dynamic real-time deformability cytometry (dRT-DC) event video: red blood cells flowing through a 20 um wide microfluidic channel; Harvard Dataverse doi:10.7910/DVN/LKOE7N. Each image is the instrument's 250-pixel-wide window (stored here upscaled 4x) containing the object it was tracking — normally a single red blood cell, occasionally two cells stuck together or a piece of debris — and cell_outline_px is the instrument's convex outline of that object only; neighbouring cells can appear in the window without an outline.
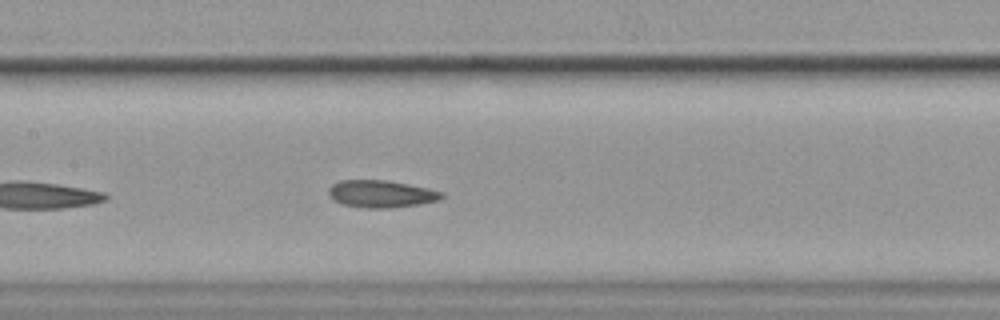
{"species": "common noctule bat (a hibernating species)", "species_latin": "Nyctalus noctula", "temperature_condition": "cold", "stored_images_in_passage": 28, "camera_frame_rate_fps": 3000, "um_per_image_px": 0.085, "animal": {"sex": "female", "body_mass_g": 19.9}, "frame": {"image": 1, "passage_image": 13, "time_ms": 4.0, "image_size_px": [1000, 320], "cell_outline_px": [[444, 196], [440, 200], [420, 204], [392, 208], [364, 208], [340, 204], [328, 196], [328, 188], [332, 184], [340, 180], [388, 180], [428, 188], [444, 192]], "centroid_in_image_um": [32.39, 16.48], "position_along_channel_um": 175.0, "area_um2": 18.26}}